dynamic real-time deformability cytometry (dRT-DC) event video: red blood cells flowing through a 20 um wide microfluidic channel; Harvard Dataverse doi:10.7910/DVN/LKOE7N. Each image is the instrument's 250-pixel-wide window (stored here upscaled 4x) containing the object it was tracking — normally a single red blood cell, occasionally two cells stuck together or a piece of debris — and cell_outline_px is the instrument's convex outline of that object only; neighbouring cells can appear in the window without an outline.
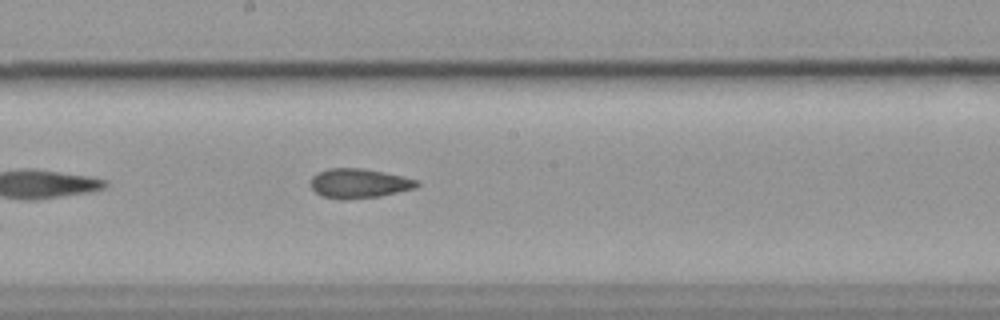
{"species": "common noctule bat (a hibernating species)", "species_latin": "Nyctalus noctula", "temperature_condition": "cold", "stored_images_in_passage": 27, "camera_frame_rate_fps": 3000, "um_per_image_px": 0.085, "animal": {"sex": "female", "body_mass_g": 19.9}, "frame": {"image": 1, "passage_image": 16, "time_ms": 5.0, "image_size_px": [1000, 320], "cell_outline_px": [[420, 184], [416, 188], [380, 196], [344, 200], [320, 196], [312, 188], [312, 176], [316, 172], [328, 168], [360, 168], [384, 172], [420, 180]], "centroid_in_image_um": [30.53, 15.59], "position_along_channel_um": 217.7, "area_um2": 18.38}}